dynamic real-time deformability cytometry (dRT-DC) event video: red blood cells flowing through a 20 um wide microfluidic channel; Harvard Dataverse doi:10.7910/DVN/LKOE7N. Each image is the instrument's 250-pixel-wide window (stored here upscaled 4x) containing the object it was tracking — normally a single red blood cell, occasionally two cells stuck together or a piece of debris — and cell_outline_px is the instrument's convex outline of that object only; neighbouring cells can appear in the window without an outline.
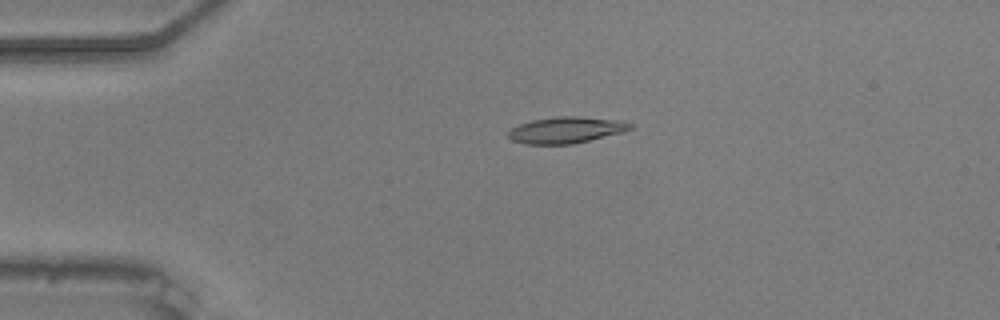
{"species": "common noctule bat (a hibernating species)", "species_latin": "Nyctalus noctula", "temperature_condition": "warm", "stored_images_in_passage": 15, "camera_frame_rate_fps": 3000, "um_per_image_px": 0.085, "animal": {"sex": "male", "body_mass_g": 20.5, "forearm_length_mm": 52.5}, "frame": {"image": 1, "passage_image": 1, "time_ms": 0.0, "image_size_px": [1000, 320], "cell_outline_px": [[636, 124], [632, 128], [624, 132], [572, 144], [524, 144], [512, 140], [508, 136], [508, 132], [512, 128], [520, 124], [532, 120], [556, 116], [576, 116], [624, 120]], "centroid_in_image_um": [48.18, 11.04], "position_along_channel_um": 36.8, "area_um2": 18.9}}
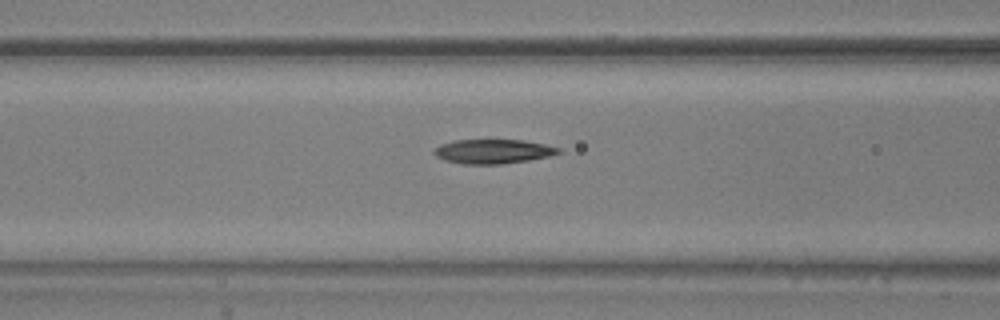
{"frame": {"image": 2, "passage_image": 11, "time_ms": 3.333, "image_size_px": [1000, 320], "cell_outline_px": [[560, 152], [548, 156], [528, 160], [500, 164], [464, 164], [444, 160], [436, 156], [432, 152], [432, 148], [440, 144], [452, 140], [524, 140], [544, 144], [560, 148]], "centroid_in_image_um": [41.83, 12.86], "position_along_channel_um": 124.8, "area_um2": 17.63}}
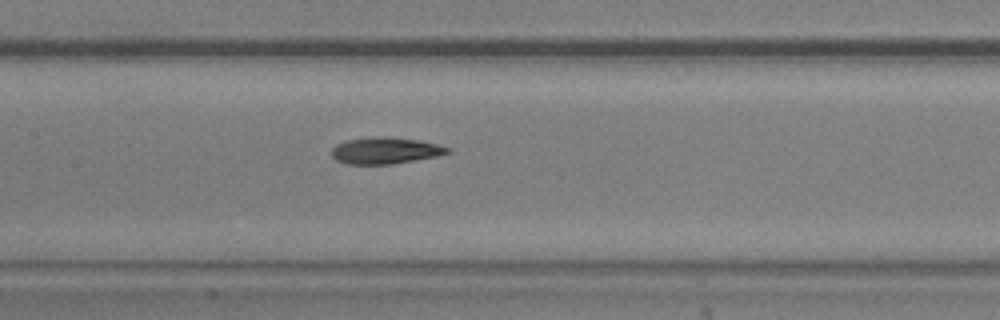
{"frame": {"image": 3, "passage_image": 15, "time_ms": 4.667, "image_size_px": [1000, 320], "cell_outline_px": [[452, 152], [436, 156], [392, 164], [344, 164], [336, 160], [332, 156], [332, 148], [336, 144], [344, 140], [380, 136], [388, 136], [416, 140], [436, 144], [452, 148]], "centroid_in_image_um": [32.73, 12.8], "position_along_channel_um": 174.7, "area_um2": 17.98}}